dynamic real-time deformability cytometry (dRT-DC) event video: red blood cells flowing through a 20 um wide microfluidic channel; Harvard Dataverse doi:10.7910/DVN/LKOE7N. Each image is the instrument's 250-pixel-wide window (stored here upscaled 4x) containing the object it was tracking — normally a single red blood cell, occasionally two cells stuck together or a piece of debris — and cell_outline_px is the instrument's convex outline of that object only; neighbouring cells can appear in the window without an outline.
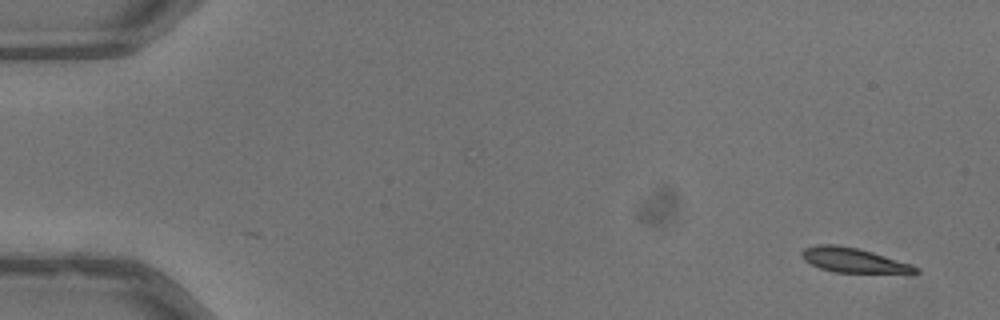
{"species": "common noctule bat (a hibernating species)", "species_latin": "Nyctalus noctula", "temperature_condition": "warm", "stored_images_in_passage": 2, "camera_frame_rate_fps": 3000, "um_per_image_px": 0.085, "animal": {"sex": "male", "body_mass_g": 13.3}, "frame": {"image": 1, "passage_image": 2, "time_ms": 0.333, "image_size_px": [1000, 320], "cell_outline_px": [[920, 272], [832, 272], [820, 268], [804, 260], [800, 256], [800, 252], [804, 248], [816, 244], [836, 244], [856, 248], [872, 252], [912, 264], [920, 268]], "centroid_in_image_um": [72.48, 22.1], "position_along_channel_um": 12.5, "area_um2": 16.13}}